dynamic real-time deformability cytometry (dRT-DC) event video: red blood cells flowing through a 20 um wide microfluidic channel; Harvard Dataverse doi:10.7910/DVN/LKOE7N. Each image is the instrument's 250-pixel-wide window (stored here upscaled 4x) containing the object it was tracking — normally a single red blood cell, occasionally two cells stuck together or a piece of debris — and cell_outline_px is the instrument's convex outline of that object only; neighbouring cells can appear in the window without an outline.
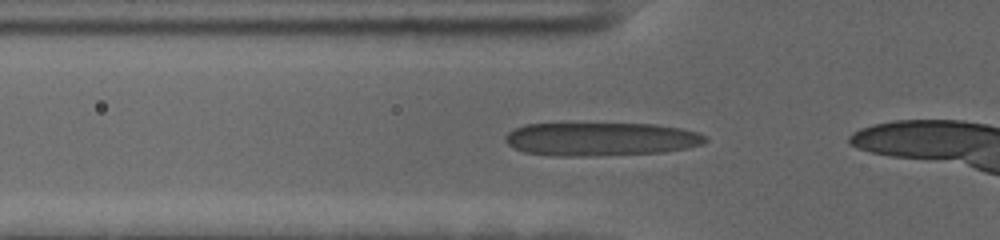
{"species": "human", "species_latin": "Homo sapiens", "temperature_condition": "cold", "stored_images_in_passage": 28, "camera_frame_rate_fps": 3000, "um_per_image_px": 0.085, "donor": {"sex": "female"}, "frame": {"image": 1, "passage_image": 12, "time_ms": 3.667, "image_size_px": [1000, 240], "cell_outline_px": [[708, 140], [704, 144], [688, 148], [660, 152], [588, 156], [560, 156], [524, 152], [508, 144], [504, 140], [504, 136], [508, 132], [524, 124], [656, 124], [680, 128], [696, 132], [708, 136]], "centroid_in_image_um": [51.09, 11.82], "position_along_channel_um": 74.7, "area_um2": 38.84}}
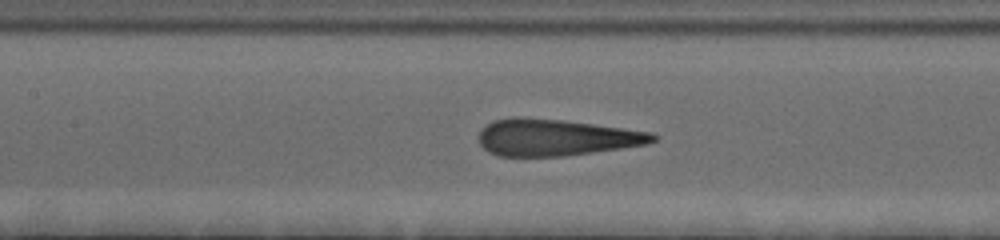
{"frame": {"image": 2, "passage_image": 19, "time_ms": 6.0, "image_size_px": [1000, 240], "cell_outline_px": [[660, 136], [656, 140], [648, 144], [564, 156], [500, 156], [488, 152], [480, 144], [480, 132], [488, 124], [496, 120], [564, 120], [652, 132]], "centroid_in_image_um": [47.36, 11.72], "position_along_channel_um": 160.0, "area_um2": 36.01}}
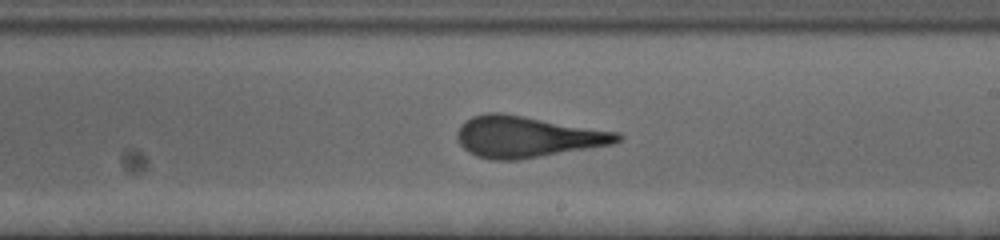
{"frame": {"image": 3, "passage_image": 26, "time_ms": 8.333, "image_size_px": [1000, 240], "cell_outline_px": [[624, 136], [620, 140], [612, 144], [520, 160], [492, 160], [476, 156], [468, 152], [460, 144], [456, 136], [456, 132], [460, 124], [464, 120], [472, 116], [488, 112], [504, 112], [620, 132]], "centroid_in_image_um": [44.79, 11.61], "position_along_channel_um": 244.2, "area_um2": 39.07}}